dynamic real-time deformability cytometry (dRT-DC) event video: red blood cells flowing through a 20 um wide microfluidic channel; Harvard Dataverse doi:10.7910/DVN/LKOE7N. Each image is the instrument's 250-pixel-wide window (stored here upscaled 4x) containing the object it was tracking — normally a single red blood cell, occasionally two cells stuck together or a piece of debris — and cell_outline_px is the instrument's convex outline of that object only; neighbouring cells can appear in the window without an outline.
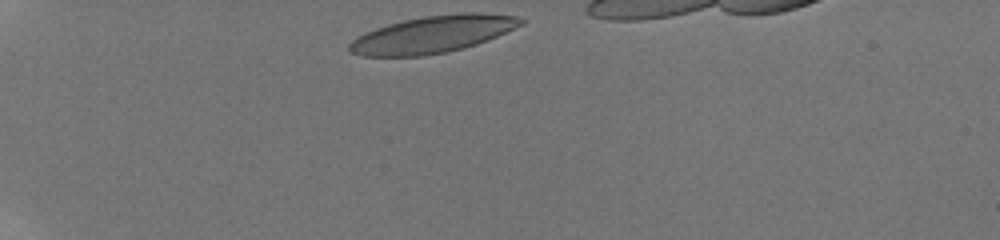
{"species": "human", "species_latin": "Homo sapiens", "temperature_condition": "room temperature", "stored_images_in_passage": 35, "camera_frame_rate_fps": 3000, "um_per_image_px": 0.085, "donor": {"sex": "male"}, "frame": {"image": 1, "passage_image": 1, "time_ms": 0.0, "image_size_px": [1000, 240], "cell_outline_px": [[528, 20], [524, 24], [488, 40], [464, 48], [448, 52], [420, 56], [360, 56], [348, 52], [348, 44], [352, 40], [364, 32], [388, 24], [404, 20], [424, 16], [460, 12], [480, 12], [516, 16]], "centroid_in_image_um": [36.79, 2.91], "position_along_channel_um": 48.2, "area_um2": 37.34}}
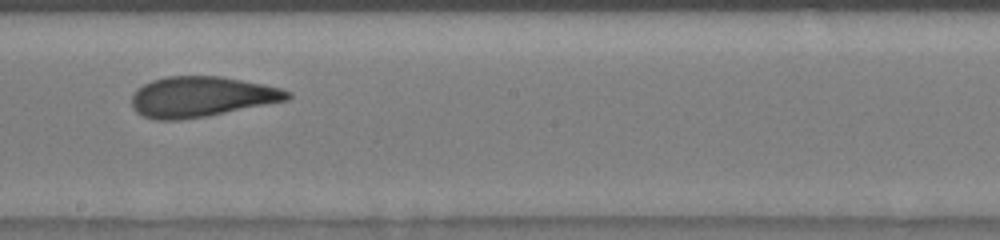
{"frame": {"image": 2, "passage_image": 19, "time_ms": 6.0, "image_size_px": [1000, 240], "cell_outline_px": [[292, 96], [288, 100], [208, 116], [180, 120], [156, 120], [144, 116], [136, 112], [132, 108], [132, 96], [136, 88], [152, 80], [168, 76], [220, 76], [244, 80], [280, 88], [292, 92]], "centroid_in_image_um": [17.11, 8.22], "position_along_channel_um": 231.1, "area_um2": 36.82}}
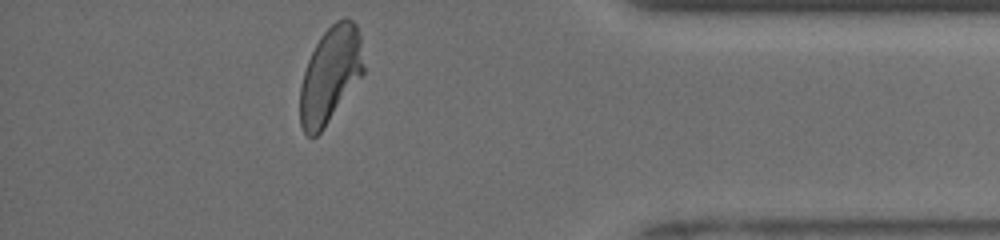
{"frame": {"image": 3, "passage_image": 34, "time_ms": 11.0, "image_size_px": [1000, 240], "cell_outline_px": [[364, 72], [324, 128], [316, 136], [308, 136], [304, 132], [300, 124], [300, 88], [304, 72], [308, 60], [316, 44], [324, 32], [336, 20], [344, 16], [348, 16], [356, 24], [360, 36], [364, 68]], "centroid_in_image_um": [28.07, 6.35], "position_along_channel_um": 407.1, "area_um2": 35.26}, "authors_computed_cell_mechanics": {"area_um2": 36.7608, "velocity_mm_per_s": 3.9528, "shape_relaxation_time_tau1_ms": 5.6044, "shape_relaxation_time_tau2_ms": 1.1527, "deformation_change_tau1": 0.1806, "deformation_change_tau2": 0.08}}